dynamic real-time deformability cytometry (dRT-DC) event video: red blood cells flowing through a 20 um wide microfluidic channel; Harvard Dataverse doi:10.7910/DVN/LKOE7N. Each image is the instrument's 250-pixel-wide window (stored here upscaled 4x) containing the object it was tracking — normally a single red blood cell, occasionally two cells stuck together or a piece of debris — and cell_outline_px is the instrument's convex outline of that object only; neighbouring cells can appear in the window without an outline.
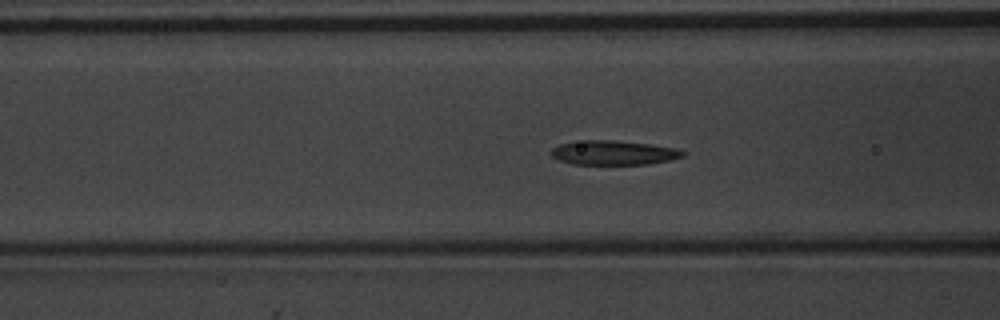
{"species": "common noctule bat (a hibernating species)", "species_latin": "Nyctalus noctula", "temperature_condition": "warm", "stored_images_in_passage": 37, "camera_frame_rate_fps": 3000, "um_per_image_px": 0.085, "animal": {"sex": "male", "body_mass_g": 20.1, "forearm_length_mm": 53.5}, "frame": {"image": 1, "passage_image": 6, "time_ms": 1.667, "image_size_px": [1000, 320], "cell_outline_px": [[688, 152], [684, 156], [668, 160], [648, 164], [572, 164], [560, 160], [552, 156], [552, 148], [560, 144], [584, 140], [612, 140], [648, 144], [676, 148]], "centroid_in_image_um": [52.18, 12.98], "position_along_channel_um": 114.4, "area_um2": 18.5}, "authors_computed_cell_mechanics": {"area_um2": 18.2648, "velocity_mm_per_s": 4.0139, "shape_relaxation_time_tau1_ms": 2.9728, "shape_relaxation_time_tau2_ms": 2.3277, "deformation_change_tau1": 0.1224, "deformation_change_tau2": 0.0868}}